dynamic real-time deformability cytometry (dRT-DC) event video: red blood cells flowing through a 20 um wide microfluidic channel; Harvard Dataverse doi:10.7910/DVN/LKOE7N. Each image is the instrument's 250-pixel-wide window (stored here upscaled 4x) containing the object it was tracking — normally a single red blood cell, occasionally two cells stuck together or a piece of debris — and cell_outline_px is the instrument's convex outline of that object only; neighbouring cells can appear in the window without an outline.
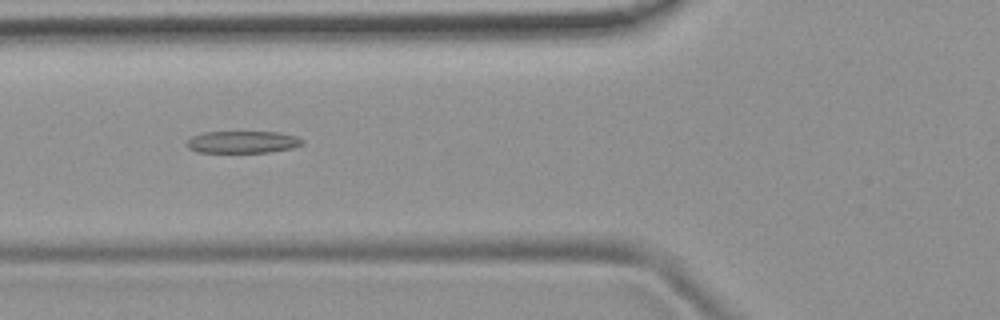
{"species": "common noctule bat (a hibernating species)", "species_latin": "Nyctalus noctula", "temperature_condition": "room temperature", "stored_images_in_passage": 6, "camera_frame_rate_fps": 3000, "um_per_image_px": 0.085, "animal": {"sex": "female", "body_mass_g": 19.9}, "frame": {"image": 1, "passage_image": 4, "time_ms": 3.333, "image_size_px": [1000, 320], "cell_outline_px": [[304, 144], [292, 148], [268, 152], [196, 152], [188, 148], [184, 144], [192, 136], [204, 132], [280, 132], [296, 136], [304, 140]], "centroid_in_image_um": [20.62, 12.07], "position_along_channel_um": 105.2, "area_um2": 14.97}}
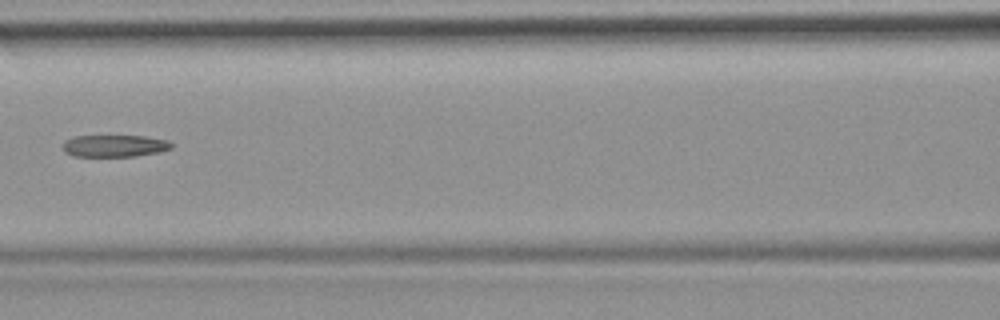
{"frame": {"image": 2, "passage_image": 5, "time_ms": 4.667, "image_size_px": [1000, 320], "cell_outline_px": [[172, 148], [160, 152], [136, 156], [72, 156], [64, 152], [64, 140], [76, 136], [144, 136], [168, 140], [172, 144]], "centroid_in_image_um": [9.75, 12.4], "position_along_channel_um": 156.9, "area_um2": 13.93}}
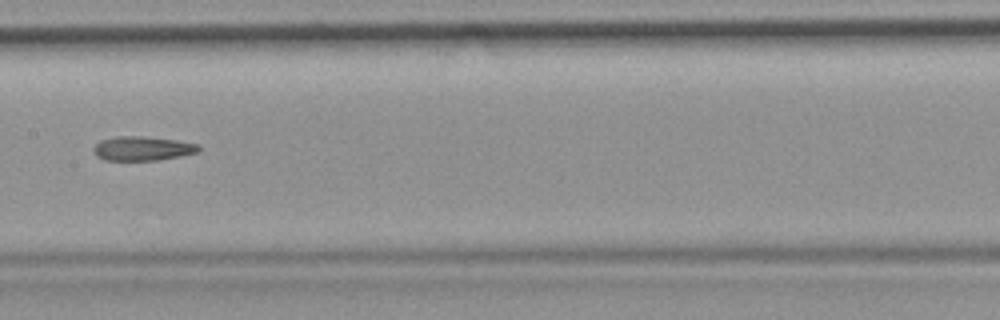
{"frame": {"image": 3, "passage_image": 6, "time_ms": 5.667, "image_size_px": [1000, 320], "cell_outline_px": [[200, 152], [180, 156], [156, 160], [104, 160], [96, 156], [92, 152], [92, 148], [100, 140], [116, 136], [140, 136], [176, 140], [200, 144]], "centroid_in_image_um": [12.1, 12.62], "position_along_channel_um": 195.3, "area_um2": 14.97}}